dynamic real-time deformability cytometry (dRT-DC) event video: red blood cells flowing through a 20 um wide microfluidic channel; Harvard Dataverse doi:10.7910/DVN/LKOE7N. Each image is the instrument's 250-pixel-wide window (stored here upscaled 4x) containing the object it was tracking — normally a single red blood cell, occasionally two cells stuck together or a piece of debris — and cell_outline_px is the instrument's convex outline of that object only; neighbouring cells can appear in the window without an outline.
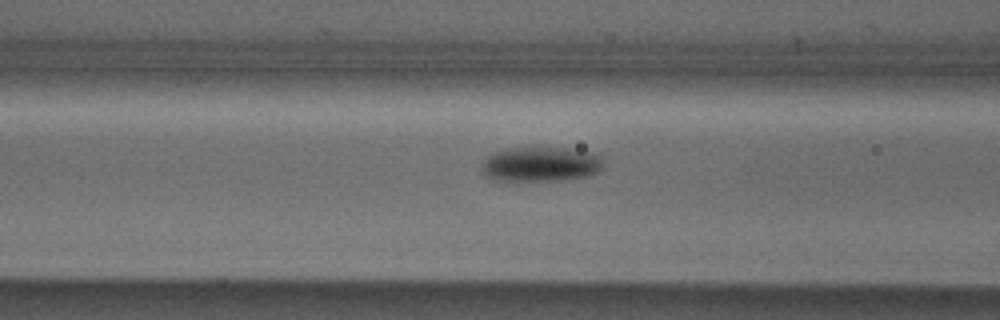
{"species": "Egyptian fruit bat (a non-hibernating species)", "species_latin": "Rousettus aegyptiacus", "temperature_condition": "cold", "stored_images_in_passage": 26, "camera_frame_rate_fps": 3000, "um_per_image_px": 0.085, "animal": {"sex": "male"}, "frame": {"image": 1, "passage_image": 14, "time_ms": 4.333, "image_size_px": [1000, 320], "cell_outline_px": [[604, 164], [592, 176], [568, 180], [492, 180], [484, 176], [480, 172], [480, 164], [492, 152], [504, 148], [536, 144], [568, 148], [592, 152], [604, 156]], "centroid_in_image_um": [45.94, 13.91], "position_along_channel_um": 120.7, "area_um2": 26.18}}
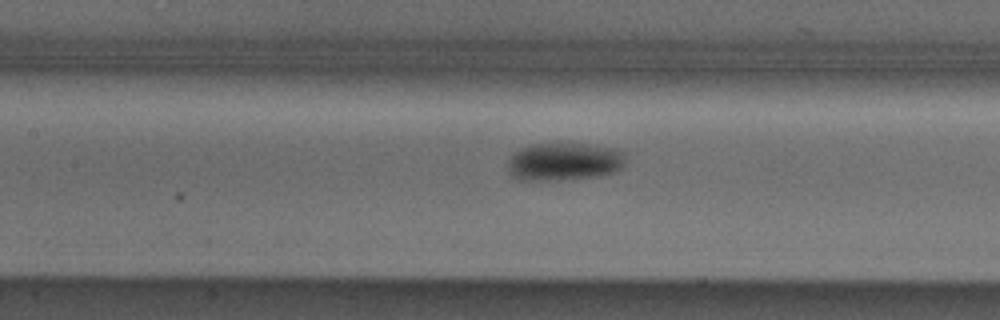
{"frame": {"image": 2, "passage_image": 17, "time_ms": 5.333, "image_size_px": [1000, 320], "cell_outline_px": [[628, 160], [616, 172], [600, 176], [536, 180], [524, 180], [512, 176], [508, 168], [508, 164], [512, 156], [520, 148], [532, 144], [584, 144], [612, 148], [628, 152]], "centroid_in_image_um": [48.04, 13.72], "position_along_channel_um": 159.4, "area_um2": 25.78}}
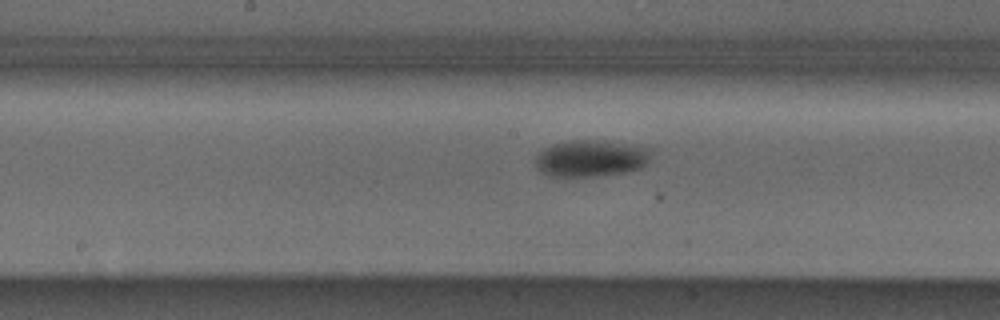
{"frame": {"image": 3, "passage_image": 20, "time_ms": 6.333, "image_size_px": [1000, 320], "cell_outline_px": [[652, 152], [648, 164], [640, 168], [628, 172], [568, 180], [548, 176], [540, 172], [536, 168], [536, 156], [544, 148], [552, 144], [572, 140], [604, 140], [640, 144], [652, 148]], "centroid_in_image_um": [50.26, 13.49], "position_along_channel_um": 197.9, "area_um2": 26.18}}